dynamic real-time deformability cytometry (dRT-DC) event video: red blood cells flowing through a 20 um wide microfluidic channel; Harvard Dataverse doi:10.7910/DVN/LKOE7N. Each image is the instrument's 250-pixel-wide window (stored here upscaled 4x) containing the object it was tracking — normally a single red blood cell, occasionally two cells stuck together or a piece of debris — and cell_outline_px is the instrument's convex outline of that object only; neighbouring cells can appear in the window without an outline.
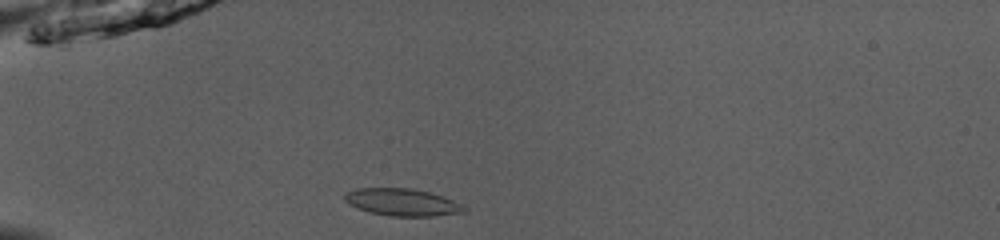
{"species": "common noctule bat (a hibernating species)", "species_latin": "Nyctalus noctula", "temperature_condition": "room temperature", "stored_images_in_passage": 36, "camera_frame_rate_fps": 3000, "um_per_image_px": 0.085, "animal": {"sex": "male", "body_mass_g": 13.0, "forearm_length_mm": 53.1}, "frame": {"image": 1, "passage_image": 1, "time_ms": 0.0, "image_size_px": [1000, 240], "cell_outline_px": [[468, 208], [464, 212], [432, 216], [388, 216], [368, 212], [356, 208], [348, 204], [344, 200], [344, 192], [356, 188], [408, 188], [428, 192], [452, 200]], "centroid_in_image_um": [34.11, 17.19], "position_along_channel_um": 50.9, "area_um2": 18.96}}
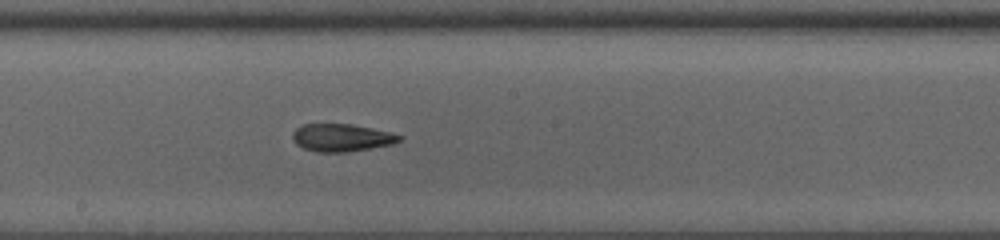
{"frame": {"image": 2, "passage_image": 15, "time_ms": 4.667, "image_size_px": [1000, 240], "cell_outline_px": [[404, 136], [400, 140], [392, 144], [348, 152], [316, 152], [304, 148], [296, 144], [292, 140], [292, 132], [296, 128], [304, 124], [352, 124], [392, 132]], "centroid_in_image_um": [29.03, 11.7], "position_along_channel_um": 219.2, "area_um2": 17.28}}
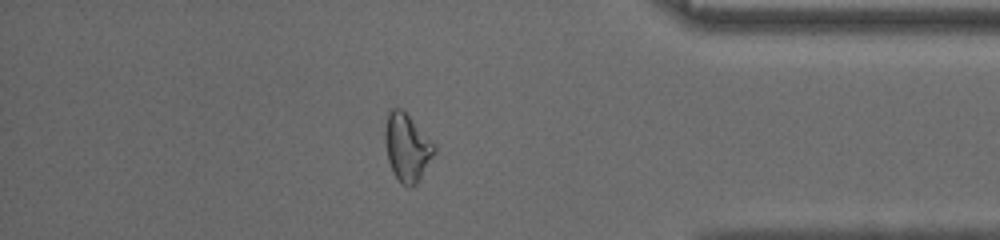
{"frame": {"image": 3, "passage_image": 30, "time_ms": 9.667, "image_size_px": [1000, 240], "cell_outline_px": [[436, 152], [416, 184], [408, 188], [400, 184], [392, 172], [388, 160], [384, 140], [384, 128], [388, 108], [400, 108], [436, 144]], "centroid_in_image_um": [34.57, 12.54], "position_along_channel_um": 400.6, "area_um2": 19.65}, "authors_computed_cell_mechanics": {"area_um2": 17.7735, "velocity_mm_per_s": 4.0175, "shape_relaxation_time_tau1_ms": 9.2249, "shape_relaxation_time_tau2_ms": 9.8721, "deformation_change_tau1": 0.2166, "deformation_change_tau2": 0.1333}}